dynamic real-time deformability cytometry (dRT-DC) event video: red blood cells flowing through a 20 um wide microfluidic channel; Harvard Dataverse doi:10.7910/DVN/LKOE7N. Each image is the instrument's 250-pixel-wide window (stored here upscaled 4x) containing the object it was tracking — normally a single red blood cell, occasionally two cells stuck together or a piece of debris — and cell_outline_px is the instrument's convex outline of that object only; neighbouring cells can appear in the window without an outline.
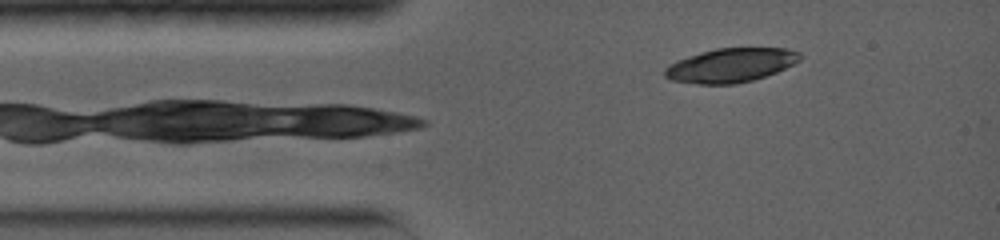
{"species": "common noctule bat (a hibernating species)", "species_latin": "Nyctalus noctula", "temperature_condition": "warm", "stored_images_in_passage": 5, "camera_frame_rate_fps": 5000, "um_per_image_px": 0.085, "animal": {"sex": "female", "body_mass_g": 19.0, "forearm_length_mm": 56.7}, "frame": {"image": 1, "passage_image": 3, "time_ms": 1.4, "image_size_px": [1000, 240], "cell_outline_px": [[804, 56], [800, 60], [776, 72], [752, 80], [736, 84], [696, 84], [672, 80], [664, 76], [664, 68], [668, 64], [676, 60], [700, 52], [716, 48], [788, 48], [800, 52]], "centroid_in_image_um": [62.1, 5.54], "position_along_channel_um": 22.9, "area_um2": 26.93}}